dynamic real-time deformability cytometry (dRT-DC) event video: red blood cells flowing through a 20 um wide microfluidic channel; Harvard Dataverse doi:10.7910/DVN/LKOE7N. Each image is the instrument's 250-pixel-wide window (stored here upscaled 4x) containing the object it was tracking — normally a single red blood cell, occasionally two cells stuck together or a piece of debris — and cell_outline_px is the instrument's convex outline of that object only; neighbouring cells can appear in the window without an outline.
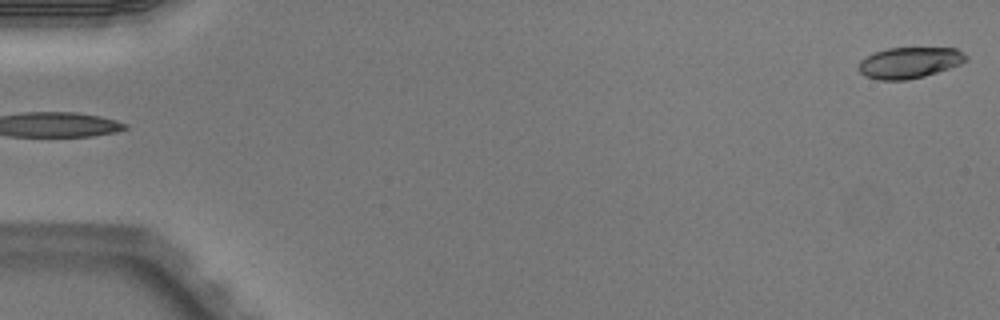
{"species": "Egyptian fruit bat (a non-hibernating species)", "species_latin": "Rousettus aegyptiacus", "temperature_condition": "warm", "stored_images_in_passage": 4, "segment_of_instrument_passage": [2, 2], "camera_frame_rate_fps": 3000, "um_per_image_px": 0.085, "animal": {"sex": "male"}, "frame": {"image": 1, "passage_image": 4, "time_ms": 1.0, "image_size_px": [1000, 320], "cell_outline_px": [[968, 60], [960, 64], [924, 76], [908, 80], [880, 80], [864, 76], [860, 72], [860, 60], [872, 52], [888, 48], [956, 48], [964, 52], [968, 56]], "centroid_in_image_um": [77.31, 5.32], "position_along_channel_um": 7.7, "area_um2": 19.48}}